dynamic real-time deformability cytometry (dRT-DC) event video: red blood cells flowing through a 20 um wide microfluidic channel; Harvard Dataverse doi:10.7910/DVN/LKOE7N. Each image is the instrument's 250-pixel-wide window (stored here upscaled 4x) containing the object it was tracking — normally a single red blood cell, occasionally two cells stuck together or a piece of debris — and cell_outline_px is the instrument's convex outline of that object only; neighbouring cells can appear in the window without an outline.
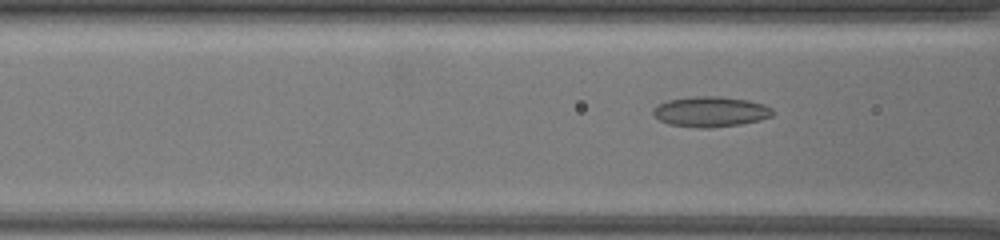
{"species": "common noctule bat (a hibernating species)", "species_latin": "Nyctalus noctula", "temperature_condition": "warm", "stored_images_in_passage": 25, "camera_frame_rate_fps": 3000, "um_per_image_px": 0.085, "animal": {"sex": "female", "body_mass_g": 19.5, "forearm_length_mm": 54.1}, "frame": {"image": 1, "passage_image": 22, "time_ms": 7.0, "image_size_px": [1000, 240], "cell_outline_px": [[772, 116], [760, 120], [740, 124], [708, 128], [696, 128], [668, 124], [652, 116], [652, 108], [656, 104], [668, 100], [692, 96], [720, 96], [748, 100], [764, 104], [772, 108]], "centroid_in_image_um": [60.34, 9.49], "position_along_channel_um": 106.3, "area_um2": 21.39}}